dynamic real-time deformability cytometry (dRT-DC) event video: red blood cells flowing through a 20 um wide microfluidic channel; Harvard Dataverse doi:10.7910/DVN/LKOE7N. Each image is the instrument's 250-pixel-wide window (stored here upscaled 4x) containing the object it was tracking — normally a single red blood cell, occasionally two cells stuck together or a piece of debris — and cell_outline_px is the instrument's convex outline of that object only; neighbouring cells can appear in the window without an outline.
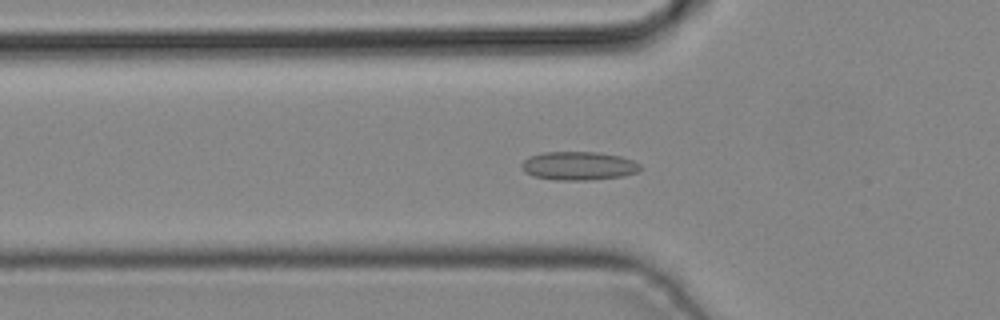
{"species": "common noctule bat (a hibernating species)", "species_latin": "Nyctalus noctula", "temperature_condition": "cold", "stored_images_in_passage": 45, "segment_of_instrument_passage": [1, 2], "camera_frame_rate_fps": 3000, "um_per_image_px": 0.085, "animal": {"sex": "male", "body_mass_g": 19.2, "forearm_length_mm": 51.8}, "frame": {"image": 1, "passage_image": 15, "time_ms": 4.667, "image_size_px": [1000, 320], "cell_outline_px": [[644, 168], [636, 172], [624, 176], [592, 180], [556, 180], [532, 176], [524, 172], [520, 164], [528, 156], [544, 152], [600, 152], [620, 156], [632, 160], [640, 164]], "centroid_in_image_um": [49.18, 14.1], "position_along_channel_um": 76.6, "area_um2": 20.0}}
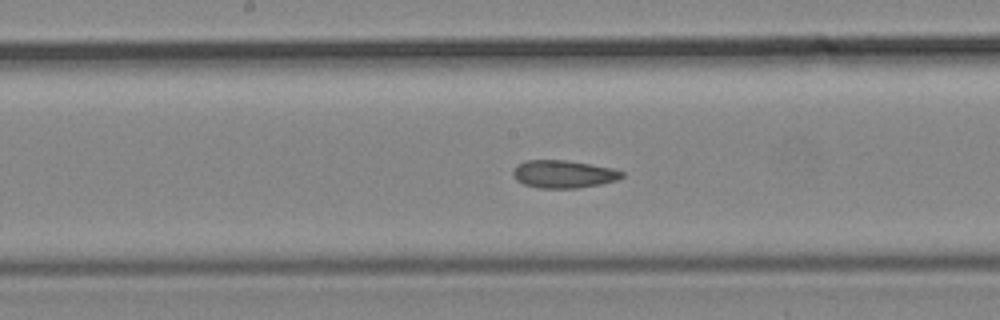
{"frame": {"image": 2, "passage_image": 23, "time_ms": 7.333, "image_size_px": [1000, 320], "cell_outline_px": [[624, 176], [616, 180], [600, 184], [576, 188], [536, 188], [524, 184], [516, 180], [512, 172], [512, 168], [516, 164], [524, 160], [564, 160], [612, 168], [624, 172]], "centroid_in_image_um": [47.84, 14.8], "position_along_channel_um": 200.4, "area_um2": 17.63}}
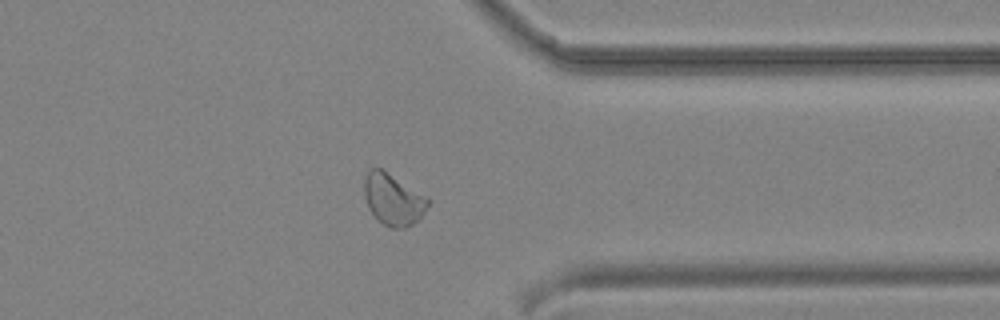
{"frame": {"image": 3, "passage_image": 35, "time_ms": 11.333, "image_size_px": [1000, 320], "cell_outline_px": [[432, 200], [420, 216], [412, 224], [404, 228], [392, 228], [384, 224], [368, 208], [364, 196], [364, 180], [368, 172], [372, 168], [380, 168], [428, 196]], "centroid_in_image_um": [33.43, 16.94], "position_along_channel_um": 378.0, "area_um2": 18.9}}